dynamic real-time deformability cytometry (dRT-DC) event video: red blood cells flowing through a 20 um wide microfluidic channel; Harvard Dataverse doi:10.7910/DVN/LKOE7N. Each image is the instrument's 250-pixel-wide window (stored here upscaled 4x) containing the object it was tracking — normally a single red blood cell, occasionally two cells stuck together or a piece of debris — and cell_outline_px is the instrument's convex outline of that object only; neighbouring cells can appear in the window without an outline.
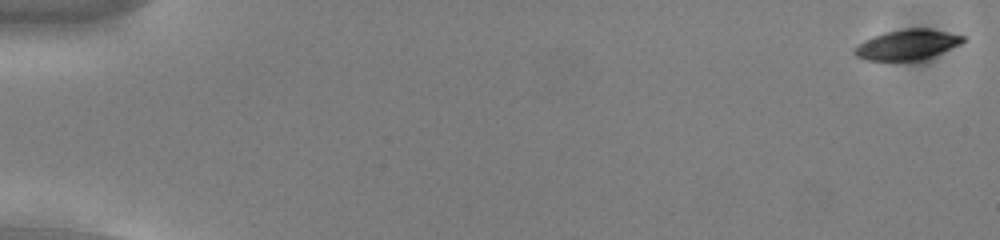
{"species": "common noctule bat (a hibernating species)", "species_latin": "Nyctalus noctula", "temperature_condition": "cold", "stored_images_in_passage": 55, "camera_frame_rate_fps": 3000, "um_per_image_px": 0.085, "animal": {"sex": "male", "body_mass_g": 13.0, "forearm_length_mm": 53.1}, "frame": {"image": 1, "passage_image": 1, "time_ms": 0.0, "image_size_px": [1000, 240], "cell_outline_px": [[964, 40], [960, 44], [924, 60], [864, 60], [856, 56], [852, 52], [852, 48], [856, 44], [864, 40], [888, 32], [908, 28], [928, 28], [964, 36]], "centroid_in_image_um": [77.07, 3.81], "position_along_channel_um": 7.9, "area_um2": 18.96}}
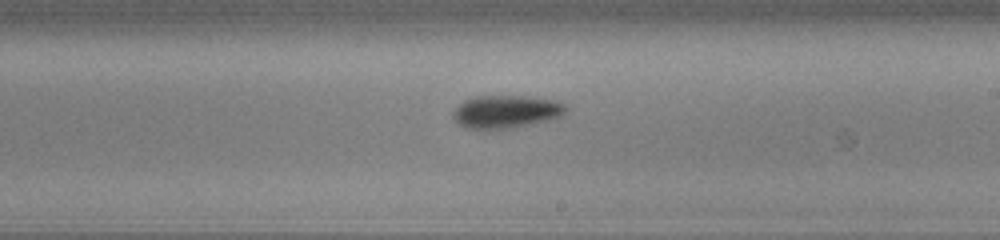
{"frame": {"image": 2, "passage_image": 33, "time_ms": 10.667, "image_size_px": [1000, 240], "cell_outline_px": [[568, 108], [560, 116], [548, 120], [512, 128], [484, 132], [464, 128], [452, 116], [452, 112], [464, 100], [476, 96], [528, 96], [556, 100], [564, 104]], "centroid_in_image_um": [42.97, 9.52], "position_along_channel_um": 246.0, "area_um2": 22.08}}
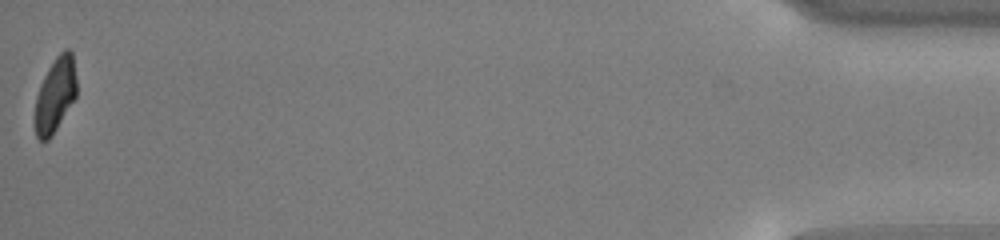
{"frame": {"image": 3, "passage_image": 55, "time_ms": 18.0, "image_size_px": [1000, 240], "cell_outline_px": [[76, 96], [52, 136], [48, 140], [40, 140], [36, 136], [36, 96], [40, 84], [48, 68], [56, 56], [64, 48], [68, 48], [72, 52], [76, 76]], "centroid_in_image_um": [4.71, 8.02], "position_along_channel_um": 430.5, "area_um2": 17.92}, "authors_computed_cell_mechanics": {"area_um2": 20.1144, "velocity_mm_per_s": 3.7785, "shape_relaxation_time_tau1_ms": 2.7631, "shape_relaxation_time_tau2_ms": 6.7293, "deformation_change_tau1": 0.1119, "deformation_change_tau2": 0.1215}}